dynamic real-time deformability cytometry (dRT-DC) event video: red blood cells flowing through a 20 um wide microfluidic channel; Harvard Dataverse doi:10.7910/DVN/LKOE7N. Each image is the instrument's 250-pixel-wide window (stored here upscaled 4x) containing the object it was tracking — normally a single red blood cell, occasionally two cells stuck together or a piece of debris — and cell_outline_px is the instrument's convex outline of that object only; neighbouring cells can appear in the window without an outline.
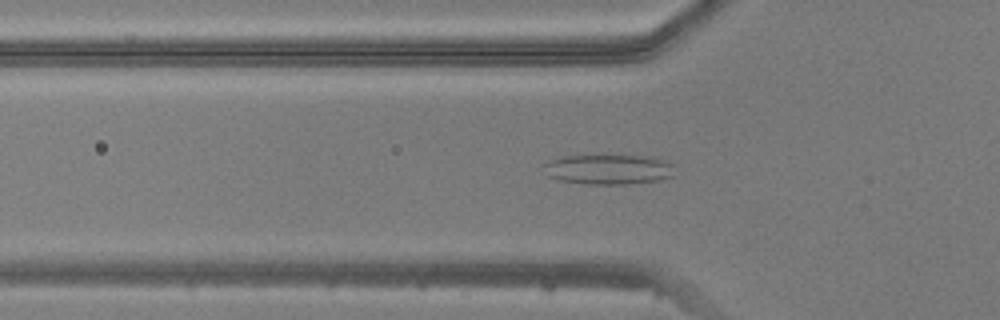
{"species": "common noctule bat (a hibernating species)", "species_latin": "Nyctalus noctula", "temperature_condition": "warm", "stored_images_in_passage": 50, "camera_frame_rate_fps": 3000, "um_per_image_px": 0.085, "animal": {"sex": "male", "body_mass_g": 20.5, "forearm_length_mm": 52.5}, "frame": {"image": 1, "passage_image": 17, "time_ms": 5.333, "image_size_px": [1000, 320], "cell_outline_px": [[676, 164], [672, 176], [660, 180], [628, 184], [584, 184], [560, 180], [548, 176], [540, 164], [560, 156], [656, 156]], "centroid_in_image_um": [51.75, 14.39], "position_along_channel_um": 74.1, "area_um2": 23.29}}
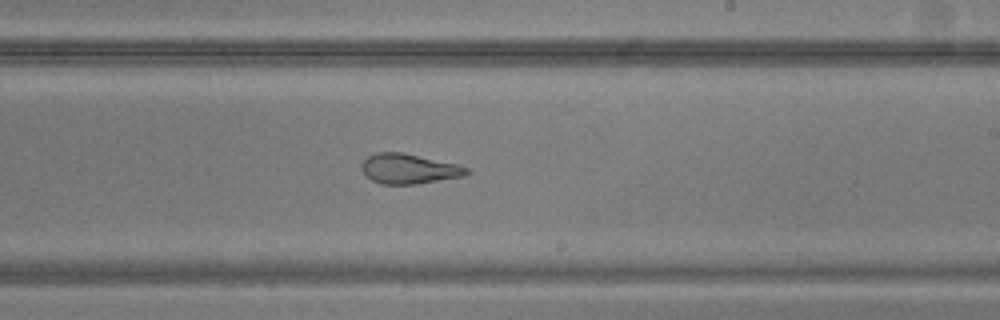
{"frame": {"image": 2, "passage_image": 30, "time_ms": 9.667, "image_size_px": [1000, 320], "cell_outline_px": [[472, 172], [464, 176], [416, 184], [380, 184], [372, 180], [360, 168], [360, 164], [368, 156], [376, 152], [404, 152], [456, 164], [468, 168]], "centroid_in_image_um": [34.75, 14.34], "position_along_channel_um": 254.2, "area_um2": 18.38}}
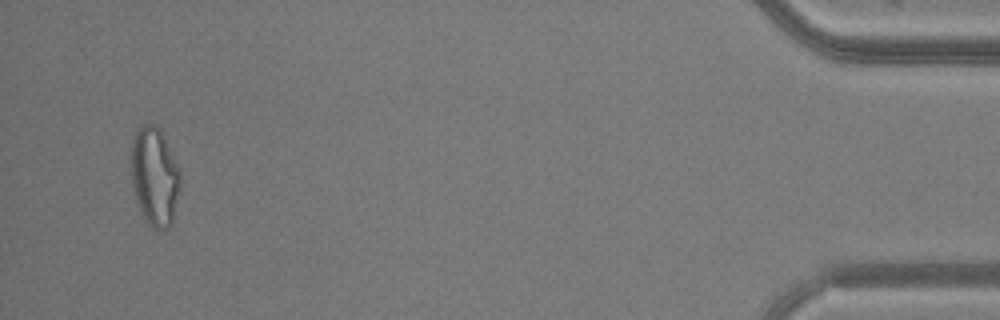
{"frame": {"image": 3, "passage_image": 48, "time_ms": 15.667, "image_size_px": [1000, 320], "cell_outline_px": [[180, 188], [172, 224], [168, 228], [152, 228], [144, 220], [140, 212], [136, 200], [132, 184], [132, 140], [136, 132], [144, 124], [156, 124], [160, 128], [164, 136], [180, 172]], "centroid_in_image_um": [13.15, 15.03], "position_along_channel_um": 422.1, "area_um2": 28.15}}